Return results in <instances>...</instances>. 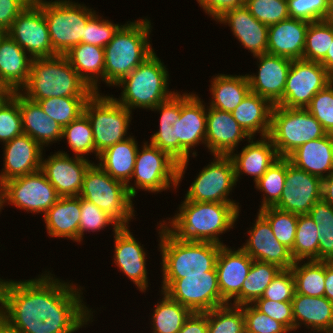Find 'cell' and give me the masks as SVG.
I'll return each instance as SVG.
<instances>
[{
	"instance_id": "8d00e7d4",
	"label": "cell",
	"mask_w": 333,
	"mask_h": 333,
	"mask_svg": "<svg viewBox=\"0 0 333 333\" xmlns=\"http://www.w3.org/2000/svg\"><path fill=\"white\" fill-rule=\"evenodd\" d=\"M209 107L232 112L251 91L246 74H219L212 76Z\"/></svg>"
},
{
	"instance_id": "753ad0ef",
	"label": "cell",
	"mask_w": 333,
	"mask_h": 333,
	"mask_svg": "<svg viewBox=\"0 0 333 333\" xmlns=\"http://www.w3.org/2000/svg\"><path fill=\"white\" fill-rule=\"evenodd\" d=\"M0 333H12L0 323Z\"/></svg>"
},
{
	"instance_id": "db71d44e",
	"label": "cell",
	"mask_w": 333,
	"mask_h": 333,
	"mask_svg": "<svg viewBox=\"0 0 333 333\" xmlns=\"http://www.w3.org/2000/svg\"><path fill=\"white\" fill-rule=\"evenodd\" d=\"M305 109L321 123L327 134L333 135V81L317 92Z\"/></svg>"
},
{
	"instance_id": "8fae6325",
	"label": "cell",
	"mask_w": 333,
	"mask_h": 333,
	"mask_svg": "<svg viewBox=\"0 0 333 333\" xmlns=\"http://www.w3.org/2000/svg\"><path fill=\"white\" fill-rule=\"evenodd\" d=\"M138 148L134 172L131 180L133 184L127 183L128 193L132 198L136 197L137 191L159 193L169 189L177 190L178 184V162L167 152L160 150L148 141ZM133 185V186H132ZM138 189V190H137Z\"/></svg>"
},
{
	"instance_id": "681fc988",
	"label": "cell",
	"mask_w": 333,
	"mask_h": 333,
	"mask_svg": "<svg viewBox=\"0 0 333 333\" xmlns=\"http://www.w3.org/2000/svg\"><path fill=\"white\" fill-rule=\"evenodd\" d=\"M150 143L160 150L167 152L178 164V184L182 182V178L189 165L190 155L179 143L175 140V133L172 125H159V129L150 137Z\"/></svg>"
},
{
	"instance_id": "6f0895ef",
	"label": "cell",
	"mask_w": 333,
	"mask_h": 333,
	"mask_svg": "<svg viewBox=\"0 0 333 333\" xmlns=\"http://www.w3.org/2000/svg\"><path fill=\"white\" fill-rule=\"evenodd\" d=\"M290 18L308 22L326 20L328 0H287Z\"/></svg>"
},
{
	"instance_id": "f5cc1de1",
	"label": "cell",
	"mask_w": 333,
	"mask_h": 333,
	"mask_svg": "<svg viewBox=\"0 0 333 333\" xmlns=\"http://www.w3.org/2000/svg\"><path fill=\"white\" fill-rule=\"evenodd\" d=\"M244 6L267 26L290 18L287 0H245Z\"/></svg>"
},
{
	"instance_id": "2e32d148",
	"label": "cell",
	"mask_w": 333,
	"mask_h": 333,
	"mask_svg": "<svg viewBox=\"0 0 333 333\" xmlns=\"http://www.w3.org/2000/svg\"><path fill=\"white\" fill-rule=\"evenodd\" d=\"M6 33L33 59L53 56L46 19L35 1L17 16Z\"/></svg>"
},
{
	"instance_id": "60d3db41",
	"label": "cell",
	"mask_w": 333,
	"mask_h": 333,
	"mask_svg": "<svg viewBox=\"0 0 333 333\" xmlns=\"http://www.w3.org/2000/svg\"><path fill=\"white\" fill-rule=\"evenodd\" d=\"M319 232L308 214L298 215L295 242L290 250L294 261H319Z\"/></svg>"
},
{
	"instance_id": "f1b7e54d",
	"label": "cell",
	"mask_w": 333,
	"mask_h": 333,
	"mask_svg": "<svg viewBox=\"0 0 333 333\" xmlns=\"http://www.w3.org/2000/svg\"><path fill=\"white\" fill-rule=\"evenodd\" d=\"M308 21L288 18L268 28L267 53L292 60L303 59Z\"/></svg>"
},
{
	"instance_id": "003e7915",
	"label": "cell",
	"mask_w": 333,
	"mask_h": 333,
	"mask_svg": "<svg viewBox=\"0 0 333 333\" xmlns=\"http://www.w3.org/2000/svg\"><path fill=\"white\" fill-rule=\"evenodd\" d=\"M322 199L333 207V172L322 179Z\"/></svg>"
},
{
	"instance_id": "ab89813d",
	"label": "cell",
	"mask_w": 333,
	"mask_h": 333,
	"mask_svg": "<svg viewBox=\"0 0 333 333\" xmlns=\"http://www.w3.org/2000/svg\"><path fill=\"white\" fill-rule=\"evenodd\" d=\"M281 268L272 263L253 260L248 276L242 284L241 306L259 299Z\"/></svg>"
},
{
	"instance_id": "4dcf8cb0",
	"label": "cell",
	"mask_w": 333,
	"mask_h": 333,
	"mask_svg": "<svg viewBox=\"0 0 333 333\" xmlns=\"http://www.w3.org/2000/svg\"><path fill=\"white\" fill-rule=\"evenodd\" d=\"M42 216L46 224V232L50 238H63L79 243V222L81 218L79 196L60 197Z\"/></svg>"
},
{
	"instance_id": "e7e4bbea",
	"label": "cell",
	"mask_w": 333,
	"mask_h": 333,
	"mask_svg": "<svg viewBox=\"0 0 333 333\" xmlns=\"http://www.w3.org/2000/svg\"><path fill=\"white\" fill-rule=\"evenodd\" d=\"M177 333H208L207 311L192 312Z\"/></svg>"
},
{
	"instance_id": "ee69618b",
	"label": "cell",
	"mask_w": 333,
	"mask_h": 333,
	"mask_svg": "<svg viewBox=\"0 0 333 333\" xmlns=\"http://www.w3.org/2000/svg\"><path fill=\"white\" fill-rule=\"evenodd\" d=\"M62 139H66L73 156L85 158L91 153L95 155V144L90 121L85 113L63 127Z\"/></svg>"
},
{
	"instance_id": "ffe728a7",
	"label": "cell",
	"mask_w": 333,
	"mask_h": 333,
	"mask_svg": "<svg viewBox=\"0 0 333 333\" xmlns=\"http://www.w3.org/2000/svg\"><path fill=\"white\" fill-rule=\"evenodd\" d=\"M253 57L257 59L258 74H246L251 92L267 99L273 106L278 105L283 99L292 59L269 53Z\"/></svg>"
},
{
	"instance_id": "8992f818",
	"label": "cell",
	"mask_w": 333,
	"mask_h": 333,
	"mask_svg": "<svg viewBox=\"0 0 333 333\" xmlns=\"http://www.w3.org/2000/svg\"><path fill=\"white\" fill-rule=\"evenodd\" d=\"M161 61L154 51L114 86L123 89L121 97L111 96L131 112L136 108L152 110L169 99L176 92L168 88L170 84L168 68Z\"/></svg>"
},
{
	"instance_id": "44dd1931",
	"label": "cell",
	"mask_w": 333,
	"mask_h": 333,
	"mask_svg": "<svg viewBox=\"0 0 333 333\" xmlns=\"http://www.w3.org/2000/svg\"><path fill=\"white\" fill-rule=\"evenodd\" d=\"M113 235V263L118 267V271L123 272L133 282L137 290L145 293L149 287L147 251L139 240H136L129 227H120Z\"/></svg>"
},
{
	"instance_id": "52a82bcc",
	"label": "cell",
	"mask_w": 333,
	"mask_h": 333,
	"mask_svg": "<svg viewBox=\"0 0 333 333\" xmlns=\"http://www.w3.org/2000/svg\"><path fill=\"white\" fill-rule=\"evenodd\" d=\"M43 10L54 55H64L75 45L84 43L85 26L96 12L72 0H36Z\"/></svg>"
},
{
	"instance_id": "3957f363",
	"label": "cell",
	"mask_w": 333,
	"mask_h": 333,
	"mask_svg": "<svg viewBox=\"0 0 333 333\" xmlns=\"http://www.w3.org/2000/svg\"><path fill=\"white\" fill-rule=\"evenodd\" d=\"M151 20L128 21L122 25L113 39L104 47V82L115 86L129 75L155 50L150 43Z\"/></svg>"
},
{
	"instance_id": "836d02e7",
	"label": "cell",
	"mask_w": 333,
	"mask_h": 333,
	"mask_svg": "<svg viewBox=\"0 0 333 333\" xmlns=\"http://www.w3.org/2000/svg\"><path fill=\"white\" fill-rule=\"evenodd\" d=\"M64 56L79 77L94 92H100V82H104V48L80 43L71 48Z\"/></svg>"
},
{
	"instance_id": "c3c4849f",
	"label": "cell",
	"mask_w": 333,
	"mask_h": 333,
	"mask_svg": "<svg viewBox=\"0 0 333 333\" xmlns=\"http://www.w3.org/2000/svg\"><path fill=\"white\" fill-rule=\"evenodd\" d=\"M258 212L269 222L275 238L291 250L295 242L298 215L276 207H267Z\"/></svg>"
},
{
	"instance_id": "5bb4252c",
	"label": "cell",
	"mask_w": 333,
	"mask_h": 333,
	"mask_svg": "<svg viewBox=\"0 0 333 333\" xmlns=\"http://www.w3.org/2000/svg\"><path fill=\"white\" fill-rule=\"evenodd\" d=\"M333 81V76L320 62L292 60L287 75L283 99L278 104L286 108H306L317 92Z\"/></svg>"
},
{
	"instance_id": "9f6ffc18",
	"label": "cell",
	"mask_w": 333,
	"mask_h": 333,
	"mask_svg": "<svg viewBox=\"0 0 333 333\" xmlns=\"http://www.w3.org/2000/svg\"><path fill=\"white\" fill-rule=\"evenodd\" d=\"M241 307L245 319V333H290L282 323L260 312L253 304Z\"/></svg>"
},
{
	"instance_id": "680465c9",
	"label": "cell",
	"mask_w": 333,
	"mask_h": 333,
	"mask_svg": "<svg viewBox=\"0 0 333 333\" xmlns=\"http://www.w3.org/2000/svg\"><path fill=\"white\" fill-rule=\"evenodd\" d=\"M294 294L295 281L291 269H281L260 298L286 302L292 301Z\"/></svg>"
},
{
	"instance_id": "4316f807",
	"label": "cell",
	"mask_w": 333,
	"mask_h": 333,
	"mask_svg": "<svg viewBox=\"0 0 333 333\" xmlns=\"http://www.w3.org/2000/svg\"><path fill=\"white\" fill-rule=\"evenodd\" d=\"M251 137L242 150H234L229 156L232 158L235 169L236 182L241 175L246 174L254 178V184L265 174L268 168L280 157L268 136L260 137L255 141ZM236 151V153H235Z\"/></svg>"
},
{
	"instance_id": "9c48e42d",
	"label": "cell",
	"mask_w": 333,
	"mask_h": 333,
	"mask_svg": "<svg viewBox=\"0 0 333 333\" xmlns=\"http://www.w3.org/2000/svg\"><path fill=\"white\" fill-rule=\"evenodd\" d=\"M84 113L92 128L96 160L105 149L131 137L127 132L133 114L111 95L94 92L85 104Z\"/></svg>"
},
{
	"instance_id": "83f0119b",
	"label": "cell",
	"mask_w": 333,
	"mask_h": 333,
	"mask_svg": "<svg viewBox=\"0 0 333 333\" xmlns=\"http://www.w3.org/2000/svg\"><path fill=\"white\" fill-rule=\"evenodd\" d=\"M33 58L7 33L0 40V84L19 92L29 78Z\"/></svg>"
},
{
	"instance_id": "7dc6e473",
	"label": "cell",
	"mask_w": 333,
	"mask_h": 333,
	"mask_svg": "<svg viewBox=\"0 0 333 333\" xmlns=\"http://www.w3.org/2000/svg\"><path fill=\"white\" fill-rule=\"evenodd\" d=\"M89 98L50 97L38 100L43 112L55 120L62 128L84 113Z\"/></svg>"
},
{
	"instance_id": "484cf974",
	"label": "cell",
	"mask_w": 333,
	"mask_h": 333,
	"mask_svg": "<svg viewBox=\"0 0 333 333\" xmlns=\"http://www.w3.org/2000/svg\"><path fill=\"white\" fill-rule=\"evenodd\" d=\"M216 22L228 25L241 46L253 56L267 53L269 26L259 22L245 6L226 11Z\"/></svg>"
},
{
	"instance_id": "11e5206c",
	"label": "cell",
	"mask_w": 333,
	"mask_h": 333,
	"mask_svg": "<svg viewBox=\"0 0 333 333\" xmlns=\"http://www.w3.org/2000/svg\"><path fill=\"white\" fill-rule=\"evenodd\" d=\"M6 34V32L5 31H3V30H0V40H1V38L4 36Z\"/></svg>"
},
{
	"instance_id": "f35d334b",
	"label": "cell",
	"mask_w": 333,
	"mask_h": 333,
	"mask_svg": "<svg viewBox=\"0 0 333 333\" xmlns=\"http://www.w3.org/2000/svg\"><path fill=\"white\" fill-rule=\"evenodd\" d=\"M295 281V293L305 296H324L325 261L299 260L290 268Z\"/></svg>"
},
{
	"instance_id": "30bf717a",
	"label": "cell",
	"mask_w": 333,
	"mask_h": 333,
	"mask_svg": "<svg viewBox=\"0 0 333 333\" xmlns=\"http://www.w3.org/2000/svg\"><path fill=\"white\" fill-rule=\"evenodd\" d=\"M326 134L321 123L305 108L273 106L268 137L279 157L287 158L304 143Z\"/></svg>"
},
{
	"instance_id": "89a4df30",
	"label": "cell",
	"mask_w": 333,
	"mask_h": 333,
	"mask_svg": "<svg viewBox=\"0 0 333 333\" xmlns=\"http://www.w3.org/2000/svg\"><path fill=\"white\" fill-rule=\"evenodd\" d=\"M6 205L5 181L0 177V211Z\"/></svg>"
},
{
	"instance_id": "f546056e",
	"label": "cell",
	"mask_w": 333,
	"mask_h": 333,
	"mask_svg": "<svg viewBox=\"0 0 333 333\" xmlns=\"http://www.w3.org/2000/svg\"><path fill=\"white\" fill-rule=\"evenodd\" d=\"M287 158L298 169L324 179L333 172V135L304 143Z\"/></svg>"
},
{
	"instance_id": "6125c7cd",
	"label": "cell",
	"mask_w": 333,
	"mask_h": 333,
	"mask_svg": "<svg viewBox=\"0 0 333 333\" xmlns=\"http://www.w3.org/2000/svg\"><path fill=\"white\" fill-rule=\"evenodd\" d=\"M32 0H0V30L7 31Z\"/></svg>"
},
{
	"instance_id": "e575fe53",
	"label": "cell",
	"mask_w": 333,
	"mask_h": 333,
	"mask_svg": "<svg viewBox=\"0 0 333 333\" xmlns=\"http://www.w3.org/2000/svg\"><path fill=\"white\" fill-rule=\"evenodd\" d=\"M272 108L267 99L250 91L231 114L250 137L258 133L260 137H266L270 131Z\"/></svg>"
},
{
	"instance_id": "277c9868",
	"label": "cell",
	"mask_w": 333,
	"mask_h": 333,
	"mask_svg": "<svg viewBox=\"0 0 333 333\" xmlns=\"http://www.w3.org/2000/svg\"><path fill=\"white\" fill-rule=\"evenodd\" d=\"M19 92L34 102L50 97L90 98L94 93L64 55L33 59L27 84Z\"/></svg>"
},
{
	"instance_id": "e0dca14e",
	"label": "cell",
	"mask_w": 333,
	"mask_h": 333,
	"mask_svg": "<svg viewBox=\"0 0 333 333\" xmlns=\"http://www.w3.org/2000/svg\"><path fill=\"white\" fill-rule=\"evenodd\" d=\"M279 202L274 206L297 215L308 214L322 199V179L298 169L286 158V179Z\"/></svg>"
},
{
	"instance_id": "b9f144b4",
	"label": "cell",
	"mask_w": 333,
	"mask_h": 333,
	"mask_svg": "<svg viewBox=\"0 0 333 333\" xmlns=\"http://www.w3.org/2000/svg\"><path fill=\"white\" fill-rule=\"evenodd\" d=\"M319 232V261L333 262V207L323 199L308 212Z\"/></svg>"
},
{
	"instance_id": "7a4b0ae2",
	"label": "cell",
	"mask_w": 333,
	"mask_h": 333,
	"mask_svg": "<svg viewBox=\"0 0 333 333\" xmlns=\"http://www.w3.org/2000/svg\"><path fill=\"white\" fill-rule=\"evenodd\" d=\"M181 203L172 218L162 220L174 236L187 241L226 245L219 237L234 228L241 212L234 203L197 202L185 198Z\"/></svg>"
},
{
	"instance_id": "bcb514c9",
	"label": "cell",
	"mask_w": 333,
	"mask_h": 333,
	"mask_svg": "<svg viewBox=\"0 0 333 333\" xmlns=\"http://www.w3.org/2000/svg\"><path fill=\"white\" fill-rule=\"evenodd\" d=\"M208 333H245L243 309L227 303L207 311Z\"/></svg>"
},
{
	"instance_id": "603a6c76",
	"label": "cell",
	"mask_w": 333,
	"mask_h": 333,
	"mask_svg": "<svg viewBox=\"0 0 333 333\" xmlns=\"http://www.w3.org/2000/svg\"><path fill=\"white\" fill-rule=\"evenodd\" d=\"M207 106L198 94L193 92L181 95V114L173 124L175 140L190 154L196 157L195 147L204 144L206 137ZM194 148V149H193ZM192 150H194L192 152Z\"/></svg>"
},
{
	"instance_id": "f907efd6",
	"label": "cell",
	"mask_w": 333,
	"mask_h": 333,
	"mask_svg": "<svg viewBox=\"0 0 333 333\" xmlns=\"http://www.w3.org/2000/svg\"><path fill=\"white\" fill-rule=\"evenodd\" d=\"M23 134L19 92H11L0 104V142H9Z\"/></svg>"
},
{
	"instance_id": "be15d7a7",
	"label": "cell",
	"mask_w": 333,
	"mask_h": 333,
	"mask_svg": "<svg viewBox=\"0 0 333 333\" xmlns=\"http://www.w3.org/2000/svg\"><path fill=\"white\" fill-rule=\"evenodd\" d=\"M205 14L217 20L226 11L245 5V0H196Z\"/></svg>"
},
{
	"instance_id": "4fadbf2b",
	"label": "cell",
	"mask_w": 333,
	"mask_h": 333,
	"mask_svg": "<svg viewBox=\"0 0 333 333\" xmlns=\"http://www.w3.org/2000/svg\"><path fill=\"white\" fill-rule=\"evenodd\" d=\"M213 156V161L195 177L184 198L197 202L234 203L240 209V203L228 197L237 185L232 158L229 155Z\"/></svg>"
},
{
	"instance_id": "d4e9b609",
	"label": "cell",
	"mask_w": 333,
	"mask_h": 333,
	"mask_svg": "<svg viewBox=\"0 0 333 333\" xmlns=\"http://www.w3.org/2000/svg\"><path fill=\"white\" fill-rule=\"evenodd\" d=\"M3 168L0 177L6 182L41 169L44 149L27 134L3 144Z\"/></svg>"
},
{
	"instance_id": "91938a15",
	"label": "cell",
	"mask_w": 333,
	"mask_h": 333,
	"mask_svg": "<svg viewBox=\"0 0 333 333\" xmlns=\"http://www.w3.org/2000/svg\"><path fill=\"white\" fill-rule=\"evenodd\" d=\"M253 305L262 313L282 323L290 332H294L292 301L278 302L259 298Z\"/></svg>"
},
{
	"instance_id": "ac0fdd59",
	"label": "cell",
	"mask_w": 333,
	"mask_h": 333,
	"mask_svg": "<svg viewBox=\"0 0 333 333\" xmlns=\"http://www.w3.org/2000/svg\"><path fill=\"white\" fill-rule=\"evenodd\" d=\"M92 160L57 151L41 159V171L61 197L79 196L83 179Z\"/></svg>"
},
{
	"instance_id": "7402d4cb",
	"label": "cell",
	"mask_w": 333,
	"mask_h": 333,
	"mask_svg": "<svg viewBox=\"0 0 333 333\" xmlns=\"http://www.w3.org/2000/svg\"><path fill=\"white\" fill-rule=\"evenodd\" d=\"M253 226L247 231L249 238L240 246L253 260L290 269L295 263L291 251L274 236L269 222L257 212Z\"/></svg>"
},
{
	"instance_id": "5b68a950",
	"label": "cell",
	"mask_w": 333,
	"mask_h": 333,
	"mask_svg": "<svg viewBox=\"0 0 333 333\" xmlns=\"http://www.w3.org/2000/svg\"><path fill=\"white\" fill-rule=\"evenodd\" d=\"M160 222H157V233L162 256V279H181L184 275L205 274L216 267L222 245L182 240L174 236L161 220Z\"/></svg>"
},
{
	"instance_id": "cb8c5ba5",
	"label": "cell",
	"mask_w": 333,
	"mask_h": 333,
	"mask_svg": "<svg viewBox=\"0 0 333 333\" xmlns=\"http://www.w3.org/2000/svg\"><path fill=\"white\" fill-rule=\"evenodd\" d=\"M205 147L213 155H230L240 142L251 137L234 119L231 112L207 105ZM246 138V139H245Z\"/></svg>"
},
{
	"instance_id": "d6a6232c",
	"label": "cell",
	"mask_w": 333,
	"mask_h": 333,
	"mask_svg": "<svg viewBox=\"0 0 333 333\" xmlns=\"http://www.w3.org/2000/svg\"><path fill=\"white\" fill-rule=\"evenodd\" d=\"M19 109L23 133L34 139L44 150L49 144L61 141L63 128L45 114L37 102L27 99L20 92Z\"/></svg>"
},
{
	"instance_id": "94428289",
	"label": "cell",
	"mask_w": 333,
	"mask_h": 333,
	"mask_svg": "<svg viewBox=\"0 0 333 333\" xmlns=\"http://www.w3.org/2000/svg\"><path fill=\"white\" fill-rule=\"evenodd\" d=\"M151 111L159 112V125L173 126L181 114V93L176 90V93H174L169 99L161 102Z\"/></svg>"
},
{
	"instance_id": "74e56055",
	"label": "cell",
	"mask_w": 333,
	"mask_h": 333,
	"mask_svg": "<svg viewBox=\"0 0 333 333\" xmlns=\"http://www.w3.org/2000/svg\"><path fill=\"white\" fill-rule=\"evenodd\" d=\"M161 292L160 302L155 304L154 312L151 316L152 333H177L181 330L186 319L192 311L172 300L165 292Z\"/></svg>"
},
{
	"instance_id": "7c38bea8",
	"label": "cell",
	"mask_w": 333,
	"mask_h": 333,
	"mask_svg": "<svg viewBox=\"0 0 333 333\" xmlns=\"http://www.w3.org/2000/svg\"><path fill=\"white\" fill-rule=\"evenodd\" d=\"M161 291L192 312H206L227 304L221 297L216 267L205 274L162 279Z\"/></svg>"
},
{
	"instance_id": "ba28073f",
	"label": "cell",
	"mask_w": 333,
	"mask_h": 333,
	"mask_svg": "<svg viewBox=\"0 0 333 333\" xmlns=\"http://www.w3.org/2000/svg\"><path fill=\"white\" fill-rule=\"evenodd\" d=\"M79 197L95 204L120 227H130L136 211L126 184L112 178L97 163L93 162L86 171Z\"/></svg>"
},
{
	"instance_id": "03108f58",
	"label": "cell",
	"mask_w": 333,
	"mask_h": 333,
	"mask_svg": "<svg viewBox=\"0 0 333 333\" xmlns=\"http://www.w3.org/2000/svg\"><path fill=\"white\" fill-rule=\"evenodd\" d=\"M324 297L333 302V262L325 261V292Z\"/></svg>"
},
{
	"instance_id": "8c879c8a",
	"label": "cell",
	"mask_w": 333,
	"mask_h": 333,
	"mask_svg": "<svg viewBox=\"0 0 333 333\" xmlns=\"http://www.w3.org/2000/svg\"><path fill=\"white\" fill-rule=\"evenodd\" d=\"M10 94V92L6 88H0V104L4 101V99Z\"/></svg>"
},
{
	"instance_id": "d6986e66",
	"label": "cell",
	"mask_w": 333,
	"mask_h": 333,
	"mask_svg": "<svg viewBox=\"0 0 333 333\" xmlns=\"http://www.w3.org/2000/svg\"><path fill=\"white\" fill-rule=\"evenodd\" d=\"M253 259L242 249L222 245L216 261L220 294L226 303L241 306L242 284L248 276ZM233 301V303H232Z\"/></svg>"
},
{
	"instance_id": "7bdbcfd3",
	"label": "cell",
	"mask_w": 333,
	"mask_h": 333,
	"mask_svg": "<svg viewBox=\"0 0 333 333\" xmlns=\"http://www.w3.org/2000/svg\"><path fill=\"white\" fill-rule=\"evenodd\" d=\"M286 179V158L280 157L255 183L256 190L262 192L263 201L259 209L274 207L280 200Z\"/></svg>"
},
{
	"instance_id": "6da1fadb",
	"label": "cell",
	"mask_w": 333,
	"mask_h": 333,
	"mask_svg": "<svg viewBox=\"0 0 333 333\" xmlns=\"http://www.w3.org/2000/svg\"><path fill=\"white\" fill-rule=\"evenodd\" d=\"M83 290L46 270L29 280L0 278V323L12 333H74L94 320Z\"/></svg>"
},
{
	"instance_id": "2644e50d",
	"label": "cell",
	"mask_w": 333,
	"mask_h": 333,
	"mask_svg": "<svg viewBox=\"0 0 333 333\" xmlns=\"http://www.w3.org/2000/svg\"><path fill=\"white\" fill-rule=\"evenodd\" d=\"M326 21L333 23V0H328Z\"/></svg>"
},
{
	"instance_id": "816d5d0a",
	"label": "cell",
	"mask_w": 333,
	"mask_h": 333,
	"mask_svg": "<svg viewBox=\"0 0 333 333\" xmlns=\"http://www.w3.org/2000/svg\"><path fill=\"white\" fill-rule=\"evenodd\" d=\"M81 218L79 222V244L83 242L85 232H99L111 225L113 232H116L120 226L103 210H100L95 204L80 197Z\"/></svg>"
},
{
	"instance_id": "a7ac6f4b",
	"label": "cell",
	"mask_w": 333,
	"mask_h": 333,
	"mask_svg": "<svg viewBox=\"0 0 333 333\" xmlns=\"http://www.w3.org/2000/svg\"><path fill=\"white\" fill-rule=\"evenodd\" d=\"M320 64L333 76V41L325 58L320 62Z\"/></svg>"
},
{
	"instance_id": "1f68e13d",
	"label": "cell",
	"mask_w": 333,
	"mask_h": 333,
	"mask_svg": "<svg viewBox=\"0 0 333 333\" xmlns=\"http://www.w3.org/2000/svg\"><path fill=\"white\" fill-rule=\"evenodd\" d=\"M294 331L302 324L313 333H323L333 324V302L326 297L295 293L292 299Z\"/></svg>"
},
{
	"instance_id": "9a60e30c",
	"label": "cell",
	"mask_w": 333,
	"mask_h": 333,
	"mask_svg": "<svg viewBox=\"0 0 333 333\" xmlns=\"http://www.w3.org/2000/svg\"><path fill=\"white\" fill-rule=\"evenodd\" d=\"M6 204L43 215L61 197L41 170L5 182Z\"/></svg>"
},
{
	"instance_id": "f6af8a7d",
	"label": "cell",
	"mask_w": 333,
	"mask_h": 333,
	"mask_svg": "<svg viewBox=\"0 0 333 333\" xmlns=\"http://www.w3.org/2000/svg\"><path fill=\"white\" fill-rule=\"evenodd\" d=\"M333 41V23L322 20L310 22L306 31L303 59L321 62Z\"/></svg>"
},
{
	"instance_id": "11a10c76",
	"label": "cell",
	"mask_w": 333,
	"mask_h": 333,
	"mask_svg": "<svg viewBox=\"0 0 333 333\" xmlns=\"http://www.w3.org/2000/svg\"><path fill=\"white\" fill-rule=\"evenodd\" d=\"M95 12L87 21L84 32V43L105 47L112 39L121 24L103 19Z\"/></svg>"
},
{
	"instance_id": "d590c367",
	"label": "cell",
	"mask_w": 333,
	"mask_h": 333,
	"mask_svg": "<svg viewBox=\"0 0 333 333\" xmlns=\"http://www.w3.org/2000/svg\"><path fill=\"white\" fill-rule=\"evenodd\" d=\"M139 146L134 136L118 142L99 154L98 165L112 178L130 183Z\"/></svg>"
},
{
	"instance_id": "34e18365",
	"label": "cell",
	"mask_w": 333,
	"mask_h": 333,
	"mask_svg": "<svg viewBox=\"0 0 333 333\" xmlns=\"http://www.w3.org/2000/svg\"><path fill=\"white\" fill-rule=\"evenodd\" d=\"M323 333H333V324L327 330H325Z\"/></svg>"
}]
</instances>
